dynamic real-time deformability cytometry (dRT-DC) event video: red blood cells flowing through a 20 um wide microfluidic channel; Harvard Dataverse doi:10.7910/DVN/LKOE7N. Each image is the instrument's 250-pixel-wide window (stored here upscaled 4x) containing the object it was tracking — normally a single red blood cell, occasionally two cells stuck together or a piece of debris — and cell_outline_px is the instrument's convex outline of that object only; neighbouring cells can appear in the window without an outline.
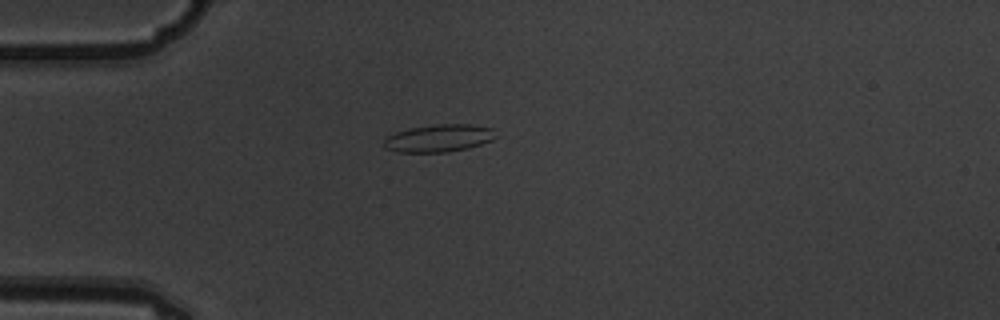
{"species": "common noctule bat (a hibernating species)", "species_latin": "Nyctalus noctula", "temperature_condition": "warm", "stored_images_in_passage": 4, "camera_frame_rate_fps": 3000, "um_per_image_px": 0.085, "animal": {"sex": "male", "body_mass_g": 19.5, "forearm_length_mm": 54.6}, "frame": {"image": 1, "passage_image": 3, "time_ms": 0.667, "image_size_px": [1000, 320], "cell_outline_px": [[496, 136], [492, 140], [468, 148], [448, 152], [396, 152], [384, 148], [384, 140], [388, 136], [396, 132], [412, 128], [436, 124], [472, 124], [492, 128]], "centroid_in_image_um": [37.3, 11.75], "position_along_channel_um": 47.7, "area_um2": 17.86}}